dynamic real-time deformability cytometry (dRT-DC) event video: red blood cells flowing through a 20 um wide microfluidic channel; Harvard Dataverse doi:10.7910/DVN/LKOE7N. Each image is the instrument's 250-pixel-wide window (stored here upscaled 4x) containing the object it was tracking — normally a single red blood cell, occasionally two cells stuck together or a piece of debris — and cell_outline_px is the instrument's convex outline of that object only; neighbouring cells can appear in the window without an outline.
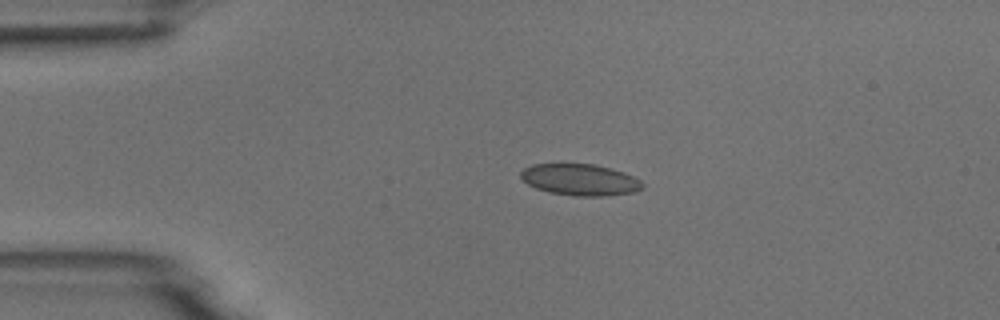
{"species": "common noctule bat (a hibernating species)", "species_latin": "Nyctalus noctula", "temperature_condition": "room temperature", "stored_images_in_passage": 2, "camera_frame_rate_fps": 3000, "um_per_image_px": 0.085, "animal": {"sex": "male", "body_mass_g": 18.8}, "frame": {"image": 1, "passage_image": 1, "time_ms": 0.0, "image_size_px": [1000, 320], "cell_outline_px": [[644, 188], [636, 192], [604, 196], [576, 196], [548, 192], [536, 188], [528, 184], [520, 176], [520, 172], [524, 168], [532, 164], [596, 164], [624, 172], [640, 180], [644, 184]], "centroid_in_image_um": [49.33, 15.28], "position_along_channel_um": 35.7, "area_um2": 22.43}}